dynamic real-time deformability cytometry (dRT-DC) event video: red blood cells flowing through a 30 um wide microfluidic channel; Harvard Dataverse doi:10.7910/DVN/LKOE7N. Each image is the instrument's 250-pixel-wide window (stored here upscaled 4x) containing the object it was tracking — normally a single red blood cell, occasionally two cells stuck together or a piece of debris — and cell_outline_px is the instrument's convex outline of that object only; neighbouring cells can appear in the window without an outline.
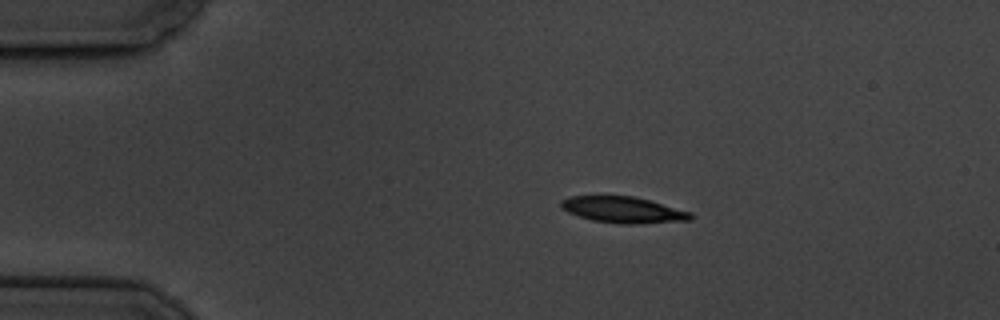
{"species": "common noctule bat (a hibernating species)", "species_latin": "Nyctalus noctula", "temperature_condition": "cold", "stored_images_in_passage": 6, "camera_frame_rate_fps": 3000, "um_per_image_px": 0.085, "animal": {"sex": "male", "body_mass_g": 19.5, "forearm_length_mm": 54.6}, "frame": {"image": 1, "passage_image": 3, "time_ms": 2.333, "image_size_px": [1000, 320], "cell_outline_px": [[692, 220], [640, 224], [620, 224], [592, 220], [568, 212], [560, 208], [560, 200], [568, 196], [632, 196], [648, 200], [692, 212]], "centroid_in_image_um": [52.95, 17.84], "position_along_channel_um": 32.0, "area_um2": 19.83}}
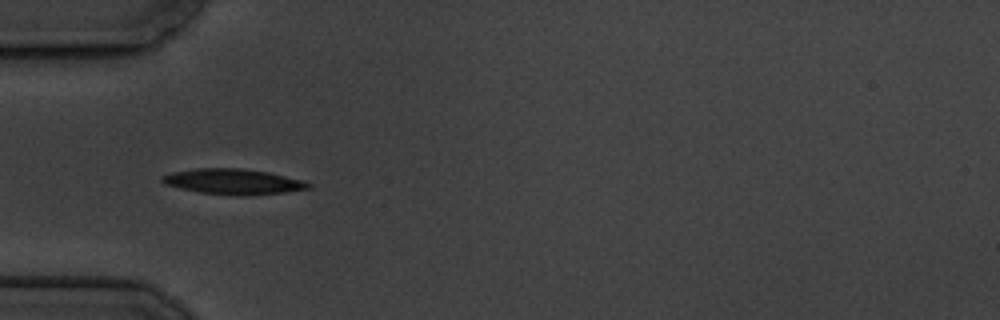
{"frame": {"image": 2, "passage_image": 5, "time_ms": 4.667, "image_size_px": [1000, 320], "cell_outline_px": [[312, 188], [284, 192], [248, 196], [240, 196], [200, 192], [180, 188], [164, 184], [160, 180], [160, 176], [172, 172], [196, 168], [240, 168], [268, 172], [304, 180], [312, 184]], "centroid_in_image_um": [19.83, 15.44], "position_along_channel_um": 65.2, "area_um2": 21.85}}
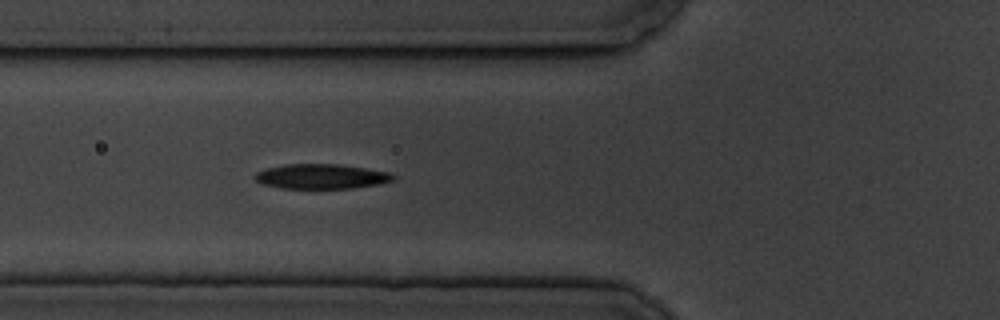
{"frame": {"image": 3, "passage_image": 6, "time_ms": 5.667, "image_size_px": [1000, 320], "cell_outline_px": [[396, 180], [380, 184], [352, 188], [280, 188], [260, 184], [252, 176], [256, 172], [264, 168], [284, 164], [336, 164], [364, 168], [388, 172], [396, 176]], "centroid_in_image_um": [27.27, 15.0], "position_along_channel_um": 98.5, "area_um2": 20.17}}